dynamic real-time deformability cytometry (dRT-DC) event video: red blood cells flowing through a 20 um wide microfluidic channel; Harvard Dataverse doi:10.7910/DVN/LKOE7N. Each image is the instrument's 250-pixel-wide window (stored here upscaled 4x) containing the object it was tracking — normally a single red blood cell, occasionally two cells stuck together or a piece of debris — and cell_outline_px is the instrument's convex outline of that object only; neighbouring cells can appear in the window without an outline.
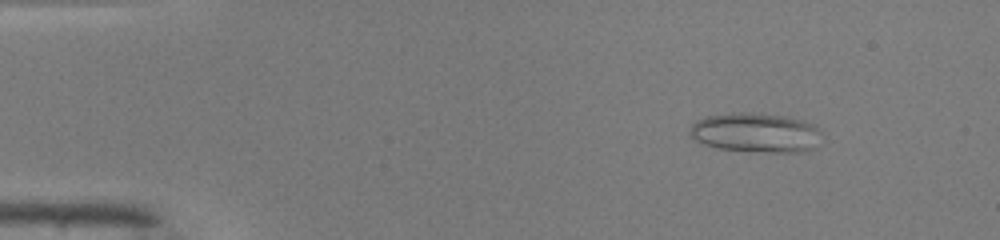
{"species": "common noctule bat (a hibernating species)", "species_latin": "Nyctalus noctula", "temperature_condition": "warm", "stored_images_in_passage": 44, "camera_frame_rate_fps": 3000, "um_per_image_px": 0.085, "animal": {"sex": "male", "body_mass_g": 19.0, "forearm_length_mm": 50.8}, "frame": {"image": 1, "passage_image": 1, "time_ms": 0.0, "image_size_px": [1000, 240], "cell_outline_px": [[820, 132], [816, 148], [800, 152], [768, 152], [716, 148], [704, 144], [688, 136], [688, 132], [692, 124], [696, 120], [704, 116], [740, 112], [744, 112], [784, 116], [804, 120], [816, 124]], "centroid_in_image_um": [64.22, 11.27], "position_along_channel_um": 20.8, "area_um2": 30.52}}
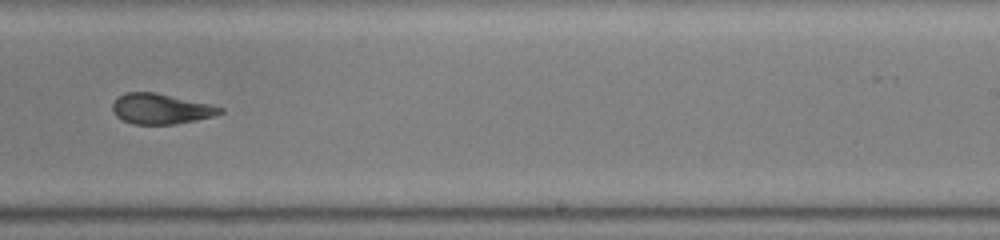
{"frame": {"image": 2, "passage_image": 26, "time_ms": 8.333, "image_size_px": [1000, 240], "cell_outline_px": [[224, 112], [212, 116], [196, 120], [176, 124], [132, 124], [116, 116], [112, 108], [112, 104], [120, 96], [128, 92], [156, 92], [208, 104], [224, 108]], "centroid_in_image_um": [13.67, 9.25], "position_along_channel_um": 275.3, "area_um2": 18.79}}
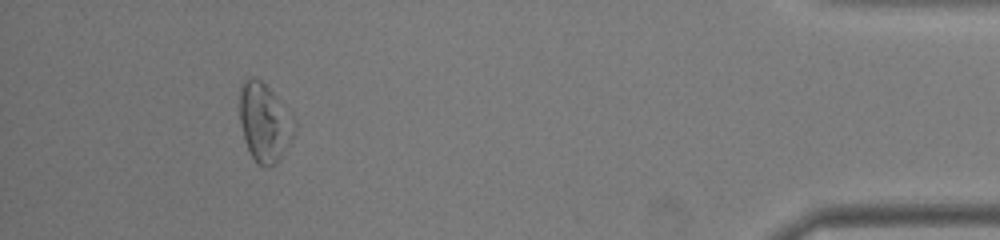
{"frame": {"image": 3, "passage_image": 40, "time_ms": 13.0, "image_size_px": [1000, 240], "cell_outline_px": [[296, 124], [292, 136], [288, 144], [276, 164], [268, 168], [260, 164], [252, 156], [248, 148], [240, 124], [240, 88], [244, 80], [260, 80], [272, 92], [296, 120]], "centroid_in_image_um": [22.48, 10.43], "position_along_channel_um": 412.7, "area_um2": 24.33}, "authors_computed_cell_mechanics": {"area_um2": 20.9814, "velocity_mm_per_s": 4.1453, "shape_relaxation_time_tau1_ms": null, "shape_relaxation_time_tau2_ms": 3.5407, "deformation_change_tau1": null, "deformation_change_tau2": 0.1266}}